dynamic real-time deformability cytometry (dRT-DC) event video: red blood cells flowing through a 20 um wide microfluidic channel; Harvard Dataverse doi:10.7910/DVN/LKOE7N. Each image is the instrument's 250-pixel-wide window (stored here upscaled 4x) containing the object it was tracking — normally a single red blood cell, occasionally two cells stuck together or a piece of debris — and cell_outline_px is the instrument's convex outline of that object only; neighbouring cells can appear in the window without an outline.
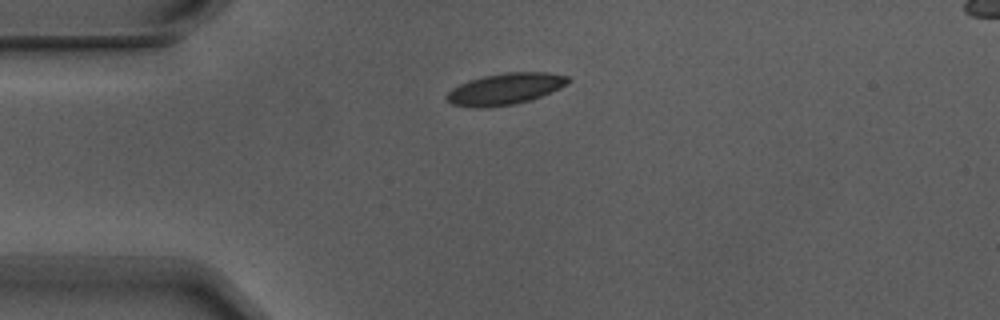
{"species": "Egyptian fruit bat (a non-hibernating species)", "species_latin": "Rousettus aegyptiacus", "temperature_condition": "warm", "stored_images_in_passage": 12, "camera_frame_rate_fps": 3000, "um_per_image_px": 0.085, "animal": {"sex": "male"}, "frame": {"image": 1, "passage_image": 1, "time_ms": 0.0, "image_size_px": [1000, 320], "cell_outline_px": [[572, 80], [568, 84], [560, 88], [540, 96], [528, 100], [512, 104], [480, 108], [472, 108], [452, 104], [444, 96], [452, 88], [468, 80], [484, 76], [504, 72], [548, 72], [568, 76]], "centroid_in_image_um": [42.93, 7.54], "position_along_channel_um": 42.1, "area_um2": 22.2}}
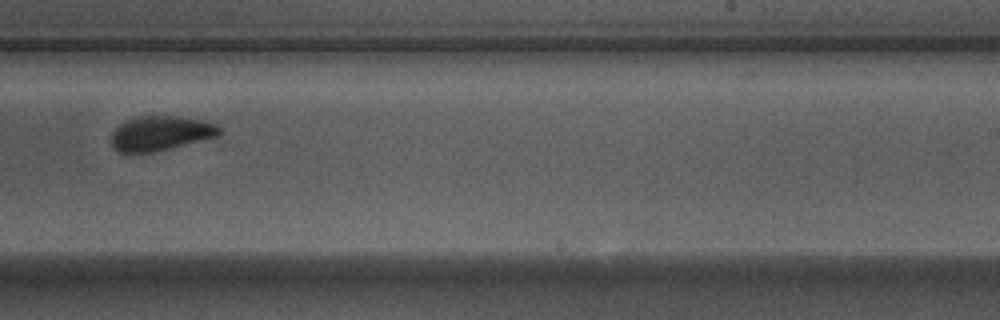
{"frame": {"image": 2, "passage_image": 7, "time_ms": 2.0, "image_size_px": [1000, 320], "cell_outline_px": [[220, 136], [152, 152], [120, 152], [112, 144], [112, 132], [124, 120], [136, 116], [176, 116], [204, 120], [216, 124], [220, 128]], "centroid_in_image_um": [13.67, 11.31], "position_along_channel_um": 275.3, "area_um2": 21.68}}
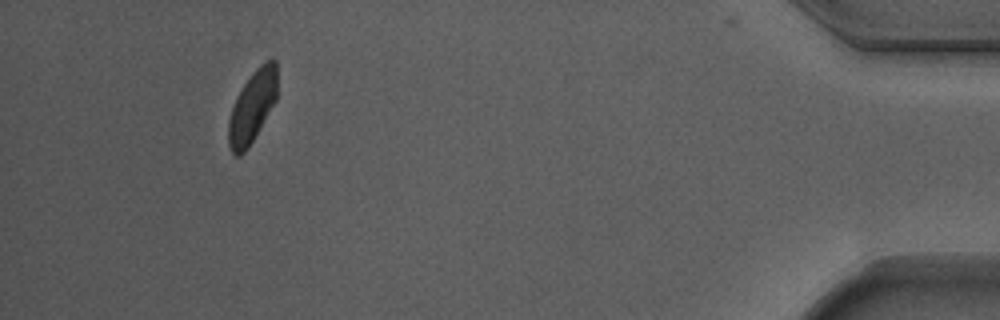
{"frame": {"image": 3, "passage_image": 11, "time_ms": 3.333, "image_size_px": [1000, 320], "cell_outline_px": [[276, 100], [248, 148], [240, 156], [236, 156], [232, 152], [228, 144], [228, 120], [236, 96], [252, 72], [264, 60], [276, 60]], "centroid_in_image_um": [21.42, 9.07], "position_along_channel_um": 413.8, "area_um2": 20.23}}